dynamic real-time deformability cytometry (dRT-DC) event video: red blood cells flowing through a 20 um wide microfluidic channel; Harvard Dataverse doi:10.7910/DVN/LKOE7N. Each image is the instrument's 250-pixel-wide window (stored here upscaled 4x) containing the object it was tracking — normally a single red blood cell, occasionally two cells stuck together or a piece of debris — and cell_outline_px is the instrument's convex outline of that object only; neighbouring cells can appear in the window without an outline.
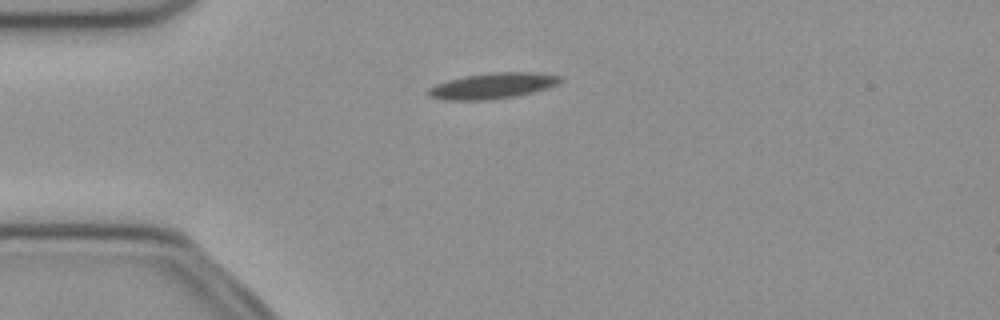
{"species": "common noctule bat (a hibernating species)", "species_latin": "Nyctalus noctula", "temperature_condition": "cold", "stored_images_in_passage": 11, "camera_frame_rate_fps": 3000, "um_per_image_px": 0.085, "animal": {"sex": "female", "body_mass_g": 21.9}, "frame": {"image": 1, "passage_image": 4, "time_ms": 1.0, "image_size_px": [1000, 320], "cell_outline_px": [[564, 80], [560, 84], [548, 88], [516, 96], [492, 100], [444, 100], [428, 96], [428, 88], [436, 84], [448, 80], [464, 76], [488, 72], [532, 72], [560, 76]], "centroid_in_image_um": [41.89, 7.29], "position_along_channel_um": 43.1, "area_um2": 20.06}}
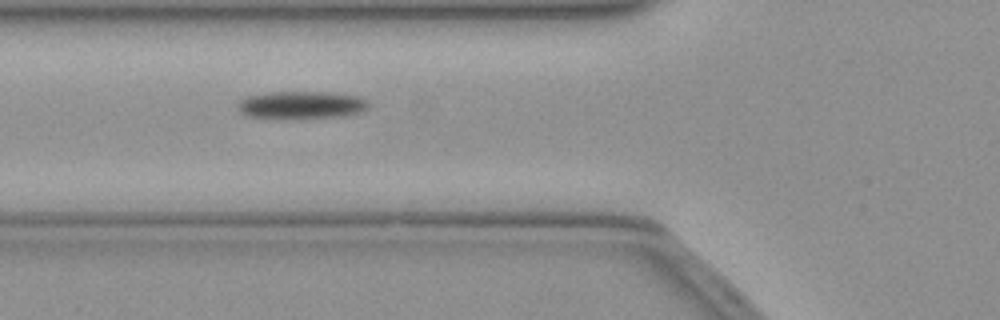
{"frame": {"image": 2, "passage_image": 10, "time_ms": 3.0, "image_size_px": [1000, 320], "cell_outline_px": [[372, 108], [364, 112], [348, 116], [300, 120], [276, 120], [244, 116], [236, 108], [236, 104], [240, 100], [248, 96], [264, 92], [336, 92], [364, 96], [372, 104]], "centroid_in_image_um": [25.69, 8.96], "position_along_channel_um": 100.1, "area_um2": 22.89}}